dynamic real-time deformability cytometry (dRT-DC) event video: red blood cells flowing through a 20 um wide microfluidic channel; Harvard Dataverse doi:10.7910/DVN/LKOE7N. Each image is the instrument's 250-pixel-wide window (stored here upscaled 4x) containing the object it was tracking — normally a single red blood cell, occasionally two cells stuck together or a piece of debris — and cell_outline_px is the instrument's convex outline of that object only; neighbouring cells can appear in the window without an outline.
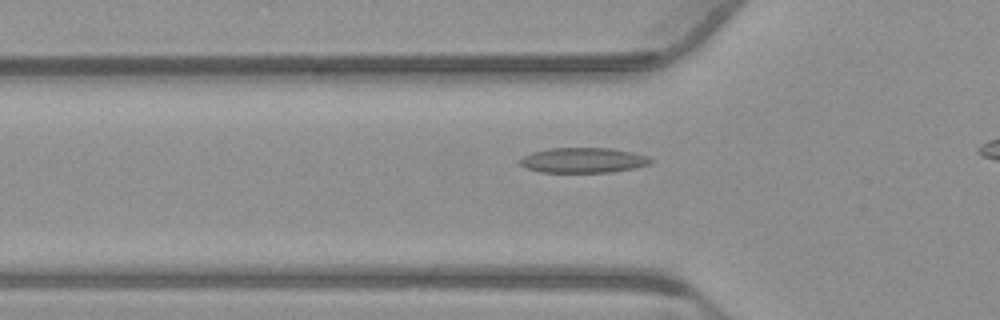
{"species": "common noctule bat (a hibernating species)", "species_latin": "Nyctalus noctula", "temperature_condition": "warm", "stored_images_in_passage": 33, "camera_frame_rate_fps": 3000, "um_per_image_px": 0.085, "animal": {"sex": "male", "body_mass_g": 23.1, "forearm_length_mm": 52.7}, "frame": {"image": 1, "passage_image": 7, "time_ms": 2.0, "image_size_px": [1000, 320], "cell_outline_px": [[652, 164], [636, 168], [612, 172], [540, 172], [524, 168], [520, 164], [520, 160], [524, 156], [532, 152], [548, 148], [608, 148], [632, 152], [648, 156], [652, 160]], "centroid_in_image_um": [49.59, 13.62], "position_along_channel_um": 76.2, "area_um2": 19.25}}
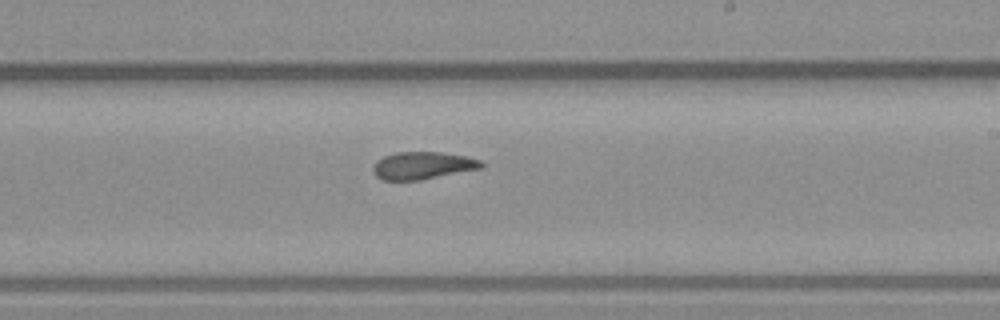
{"frame": {"image": 2, "passage_image": 21, "time_ms": 6.667, "image_size_px": [1000, 320], "cell_outline_px": [[484, 164], [480, 168], [420, 180], [384, 180], [376, 176], [372, 172], [372, 168], [376, 160], [384, 156], [396, 152], [440, 152], [464, 156], [480, 160]], "centroid_in_image_um": [35.87, 14.07], "position_along_channel_um": 253.1, "area_um2": 17.17}}
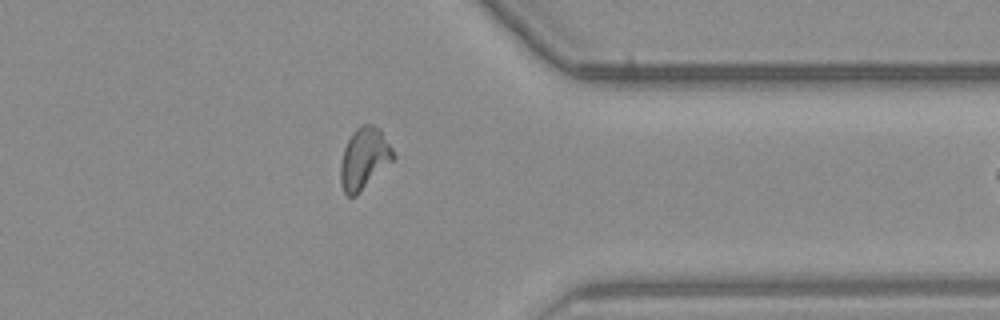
{"frame": {"image": 3, "passage_image": 32, "time_ms": 10.333, "image_size_px": [1000, 320], "cell_outline_px": [[396, 156], [356, 196], [348, 196], [344, 192], [340, 184], [340, 164], [344, 148], [352, 132], [356, 128], [364, 124], [372, 124], [380, 128], [392, 148]], "centroid_in_image_um": [30.93, 13.46], "position_along_channel_um": 380.5, "area_um2": 18.79}}